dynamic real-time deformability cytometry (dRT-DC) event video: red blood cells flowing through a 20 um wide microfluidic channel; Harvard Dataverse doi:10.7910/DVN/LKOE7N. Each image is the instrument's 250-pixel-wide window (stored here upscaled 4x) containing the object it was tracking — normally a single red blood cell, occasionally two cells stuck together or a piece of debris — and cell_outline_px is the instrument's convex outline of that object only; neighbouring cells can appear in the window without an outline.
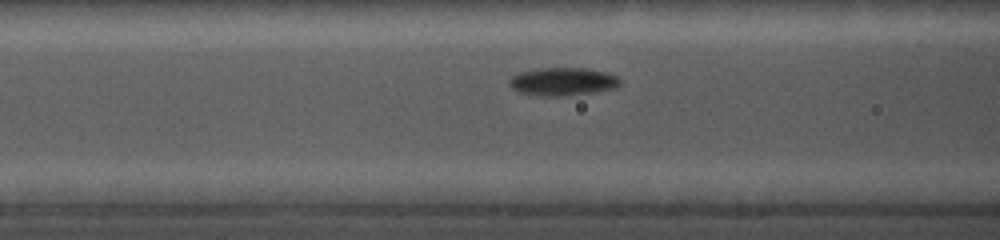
{"species": "common noctule bat (a hibernating species)", "species_latin": "Nyctalus noctula", "temperature_condition": "cold", "stored_images_in_passage": 36, "camera_frame_rate_fps": 5000, "um_per_image_px": 0.085, "animal": {"sex": "female", "body_mass_g": 19.0, "forearm_length_mm": 56.7}, "frame": {"image": 1, "passage_image": 9, "time_ms": 2.6, "image_size_px": [1000, 240], "cell_outline_px": [[620, 84], [616, 88], [568, 96], [544, 96], [520, 92], [512, 88], [508, 84], [508, 80], [512, 76], [520, 72], [540, 68], [588, 68], [604, 72], [616, 76], [620, 80]], "centroid_in_image_um": [47.82, 6.93], "position_along_channel_um": 118.8, "area_um2": 18.03}}
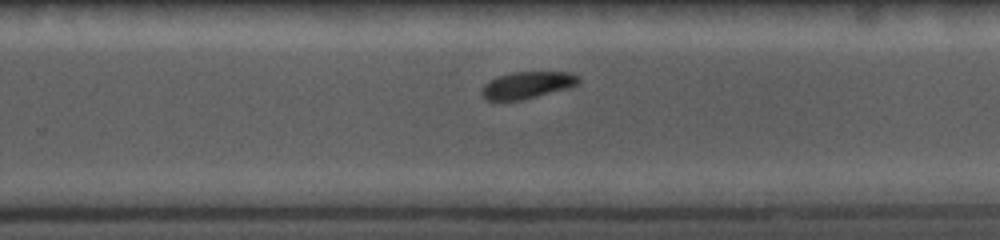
{"frame": {"image": 2, "passage_image": 24, "time_ms": 7.0, "image_size_px": [1000, 240], "cell_outline_px": [[580, 80], [576, 84], [568, 88], [520, 100], [500, 104], [488, 100], [480, 92], [484, 84], [488, 80], [496, 76], [512, 72], [568, 72], [576, 76]], "centroid_in_image_um": [44.69, 7.26], "position_along_channel_um": 285.1, "area_um2": 15.43}}
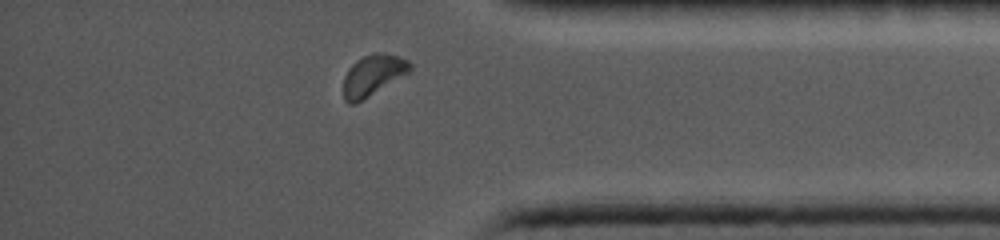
{"frame": {"image": 3, "passage_image": 35, "time_ms": 10.2, "image_size_px": [1000, 240], "cell_outline_px": [[412, 68], [408, 72], [356, 104], [348, 104], [344, 100], [344, 76], [348, 68], [356, 60], [364, 56], [376, 52], [396, 56], [408, 60], [412, 64]], "centroid_in_image_um": [31.66, 6.4], "position_along_channel_um": 403.5, "area_um2": 15.61}}